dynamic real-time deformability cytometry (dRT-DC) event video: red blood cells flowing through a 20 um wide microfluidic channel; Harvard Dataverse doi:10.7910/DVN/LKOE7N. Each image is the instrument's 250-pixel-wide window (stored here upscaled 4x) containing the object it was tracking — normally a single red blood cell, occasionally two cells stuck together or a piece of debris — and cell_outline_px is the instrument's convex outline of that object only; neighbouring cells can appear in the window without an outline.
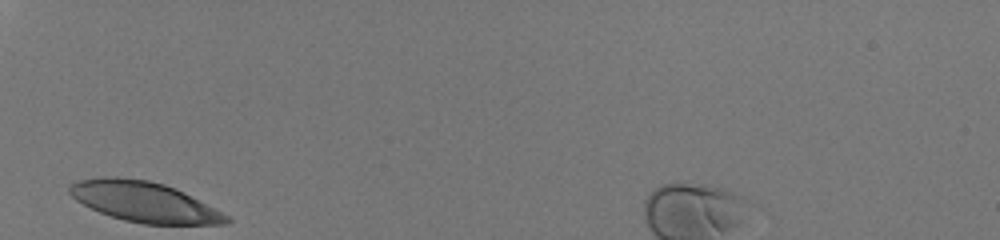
{"species": "human", "species_latin": "Homo sapiens", "temperature_condition": "room temperature", "stored_images_in_passage": 26, "camera_frame_rate_fps": 3000, "um_per_image_px": 0.085, "donor": {"sex": "male"}, "frame": {"image": 1, "passage_image": 1, "time_ms": 0.0, "image_size_px": [1000, 240], "cell_outline_px": [[232, 220], [224, 224], [144, 224], [124, 220], [100, 212], [76, 200], [68, 192], [68, 188], [72, 184], [80, 180], [104, 176], [116, 176], [148, 180], [164, 184], [228, 216]], "centroid_in_image_um": [12.18, 17.15], "position_along_channel_um": 72.8, "area_um2": 35.89}}
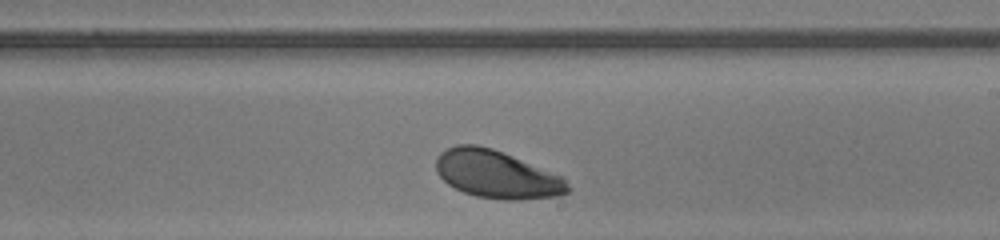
{"frame": {"image": 2, "passage_image": 15, "time_ms": 4.667, "image_size_px": [1000, 240], "cell_outline_px": [[568, 192], [556, 196], [520, 200], [504, 200], [476, 196], [464, 192], [448, 184], [436, 172], [436, 156], [440, 152], [456, 144], [476, 144], [492, 148], [512, 156], [560, 176], [568, 184]], "centroid_in_image_um": [42.16, 14.82], "position_along_channel_um": 246.8, "area_um2": 36.3}}
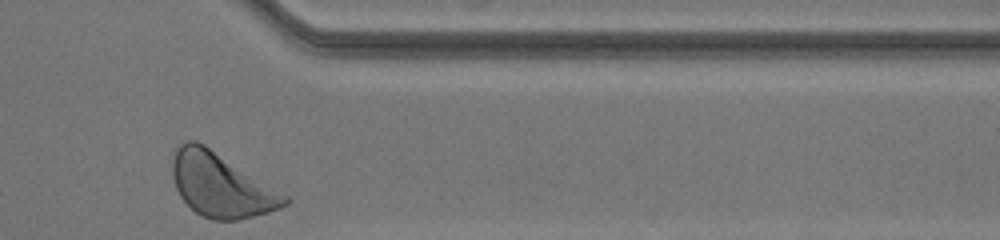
{"frame": {"image": 3, "passage_image": 26, "time_ms": 8.333, "image_size_px": [1000, 240], "cell_outline_px": [[292, 200], [288, 204], [280, 208], [268, 212], [236, 220], [212, 220], [196, 212], [180, 196], [176, 188], [172, 176], [172, 160], [176, 148], [180, 144], [188, 140], [196, 140], [204, 144], [288, 196]], "centroid_in_image_um": [18.78, 15.73], "position_along_channel_um": 392.6, "area_um2": 41.33}, "authors_computed_cell_mechanics": {"area_um2": 37.0787, "velocity_mm_per_s": 3.9979, "shape_relaxation_time_tau1_ms": 1.7256, "shape_relaxation_time_tau2_ms": null, "deformation_change_tau1": 0.1182, "deformation_change_tau2": null}}